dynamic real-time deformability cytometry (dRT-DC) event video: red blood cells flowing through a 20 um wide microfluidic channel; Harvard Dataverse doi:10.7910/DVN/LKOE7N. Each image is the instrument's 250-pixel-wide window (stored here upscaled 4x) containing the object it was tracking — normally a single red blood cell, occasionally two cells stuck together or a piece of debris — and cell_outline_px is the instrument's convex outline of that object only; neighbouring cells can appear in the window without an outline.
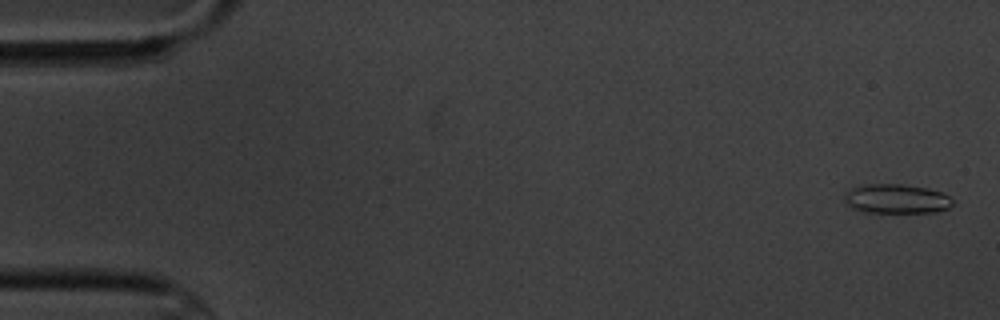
{"species": "common noctule bat (a hibernating species)", "species_latin": "Nyctalus noctula", "temperature_condition": "cold", "stored_images_in_passage": 5, "camera_frame_rate_fps": 3000, "um_per_image_px": 0.085, "animal": {"sex": "male", "body_mass_g": 20.1, "forearm_length_mm": 53.5}, "frame": {"image": 1, "passage_image": 1, "time_ms": 0.0, "image_size_px": [1000, 320], "cell_outline_px": [[952, 204], [948, 208], [936, 212], [864, 212], [852, 208], [844, 200], [844, 192], [848, 188], [864, 184], [904, 184], [928, 188], [940, 192], [948, 196], [952, 200]], "centroid_in_image_um": [76.14, 16.89], "position_along_channel_um": 8.9, "area_um2": 18.61}}
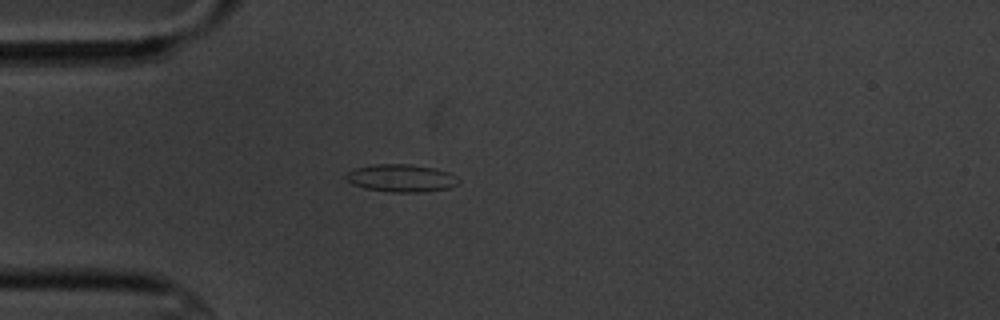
{"frame": {"image": 2, "passage_image": 5, "time_ms": 4.667, "image_size_px": [1000, 320], "cell_outline_px": [[460, 180], [456, 184], [448, 188], [424, 192], [392, 192], [364, 188], [352, 184], [344, 176], [348, 172], [356, 168], [376, 164], [408, 164], [436, 168], [448, 172], [456, 176]], "centroid_in_image_um": [34.11, 15.14], "position_along_channel_um": 50.9, "area_um2": 18.03}}